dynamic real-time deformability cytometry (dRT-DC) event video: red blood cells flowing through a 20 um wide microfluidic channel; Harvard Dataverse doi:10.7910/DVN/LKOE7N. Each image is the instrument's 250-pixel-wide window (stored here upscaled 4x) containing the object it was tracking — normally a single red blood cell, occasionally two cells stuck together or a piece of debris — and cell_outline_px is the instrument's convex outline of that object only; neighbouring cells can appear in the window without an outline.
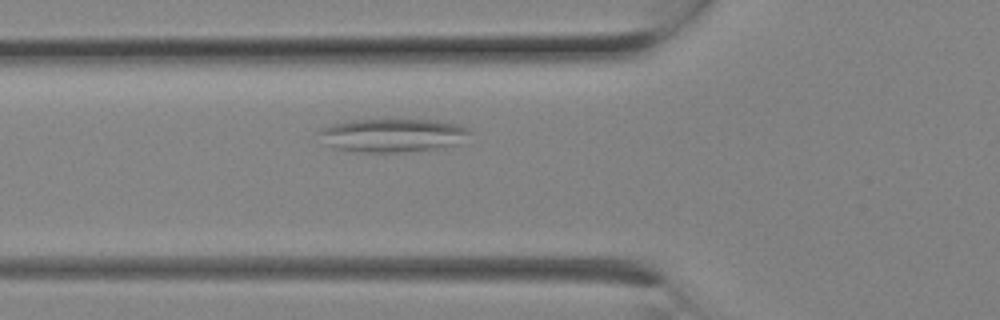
{"species": "Egyptian fruit bat (a non-hibernating species)", "species_latin": "Rousettus aegyptiacus", "temperature_condition": "room temperature", "stored_images_in_passage": 3, "camera_frame_rate_fps": 3000, "um_per_image_px": 0.085, "animal": {"sex": "female"}, "frame": {"image": 1, "passage_image": 3, "time_ms": 0.667, "image_size_px": [1000, 320], "cell_outline_px": [[472, 132], [456, 144], [436, 148], [400, 152], [360, 152], [332, 148], [316, 132], [320, 128], [332, 124], [352, 120], [436, 120], [460, 124], [468, 128]], "centroid_in_image_um": [33.35, 11.49], "position_along_channel_um": 92.5, "area_um2": 29.19}}